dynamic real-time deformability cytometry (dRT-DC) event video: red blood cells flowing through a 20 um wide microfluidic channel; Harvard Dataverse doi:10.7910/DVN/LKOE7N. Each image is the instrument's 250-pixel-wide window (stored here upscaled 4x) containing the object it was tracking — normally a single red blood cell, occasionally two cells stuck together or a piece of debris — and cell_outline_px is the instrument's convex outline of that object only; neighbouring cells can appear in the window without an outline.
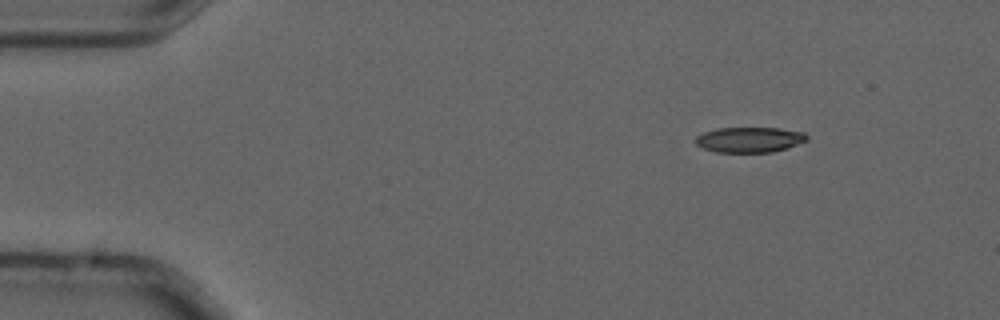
{"species": "common noctule bat (a hibernating species)", "species_latin": "Nyctalus noctula", "temperature_condition": "cold", "stored_images_in_passage": 7, "camera_frame_rate_fps": 3000, "um_per_image_px": 0.085, "animal": {"sex": "male", "forearm_length_mm": 52.5}, "frame": {"image": 1, "passage_image": 1, "time_ms": 0.0, "image_size_px": [1000, 320], "cell_outline_px": [[808, 140], [772, 152], [716, 152], [704, 148], [696, 144], [696, 136], [704, 132], [716, 128], [780, 128], [804, 132], [808, 136]], "centroid_in_image_um": [63.7, 11.86], "position_along_channel_um": 21.3, "area_um2": 16.3}}
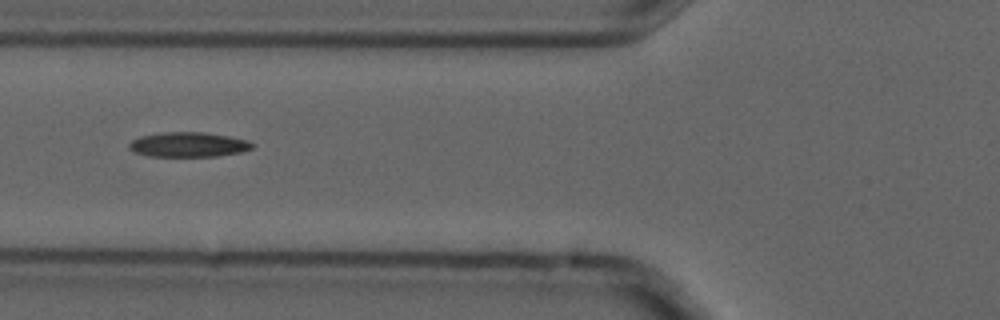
{"frame": {"image": 2, "passage_image": 5, "time_ms": 1.333, "image_size_px": [1000, 320], "cell_outline_px": [[256, 144], [252, 148], [240, 152], [216, 156], [152, 156], [136, 152], [128, 148], [128, 144], [132, 140], [140, 136], [160, 132], [204, 132], [228, 136], [248, 140]], "centroid_in_image_um": [16.02, 12.28], "position_along_channel_um": 109.8, "area_um2": 17.74}}
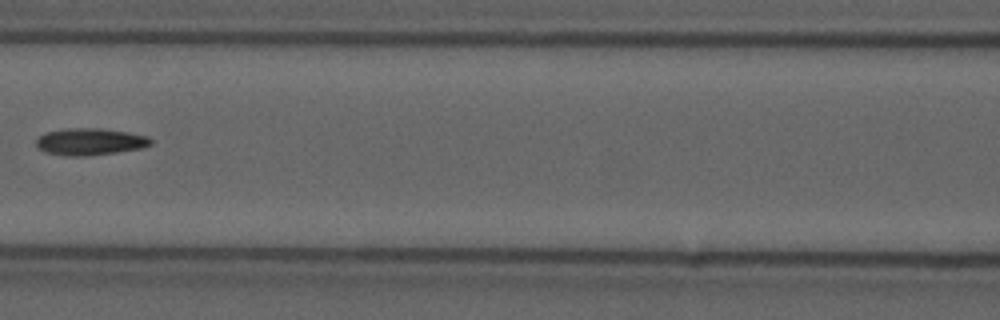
{"frame": {"image": 3, "passage_image": 6, "time_ms": 1.667, "image_size_px": [1000, 320], "cell_outline_px": [[152, 144], [140, 148], [116, 152], [84, 156], [68, 156], [44, 152], [36, 144], [36, 140], [40, 136], [48, 132], [64, 128], [100, 128], [128, 132], [148, 136], [152, 140]], "centroid_in_image_um": [7.66, 12.03], "position_along_channel_um": 158.9, "area_um2": 17.86}}